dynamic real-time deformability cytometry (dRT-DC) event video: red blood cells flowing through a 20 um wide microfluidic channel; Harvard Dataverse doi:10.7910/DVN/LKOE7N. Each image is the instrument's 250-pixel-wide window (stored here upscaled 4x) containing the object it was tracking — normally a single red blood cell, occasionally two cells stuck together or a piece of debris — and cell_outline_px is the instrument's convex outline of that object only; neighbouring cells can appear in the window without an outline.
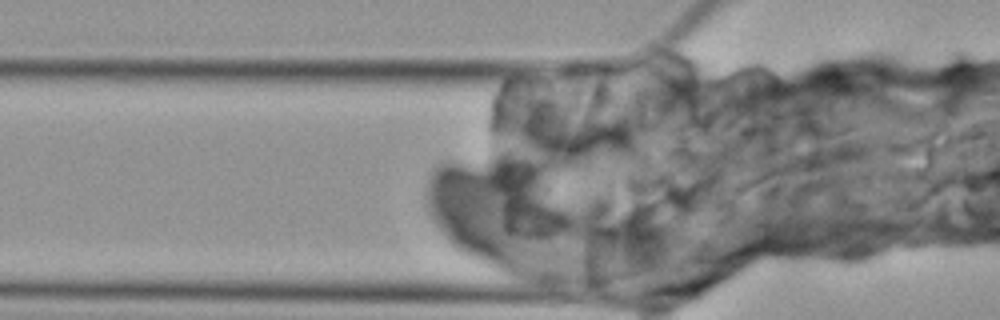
{"species": "Egyptian fruit bat (a non-hibernating species)", "species_latin": "Rousettus aegyptiacus", "temperature_condition": "cold", "stored_images_in_passage": 6, "camera_frame_rate_fps": 3000, "um_per_image_px": 0.085, "animal": {"sex": "female"}, "frame": {"image": 1, "passage_image": 4, "time_ms": 7.667, "image_size_px": [1000, 320], "cell_outline_px": [[568, 220], [548, 232], [544, 232], [504, 220], [496, 216], [496, 176], [500, 164], [520, 176], [564, 216]], "centroid_in_image_um": [44.54, 17.29], "position_along_channel_um": 81.3, "area_um2": 19.19}}